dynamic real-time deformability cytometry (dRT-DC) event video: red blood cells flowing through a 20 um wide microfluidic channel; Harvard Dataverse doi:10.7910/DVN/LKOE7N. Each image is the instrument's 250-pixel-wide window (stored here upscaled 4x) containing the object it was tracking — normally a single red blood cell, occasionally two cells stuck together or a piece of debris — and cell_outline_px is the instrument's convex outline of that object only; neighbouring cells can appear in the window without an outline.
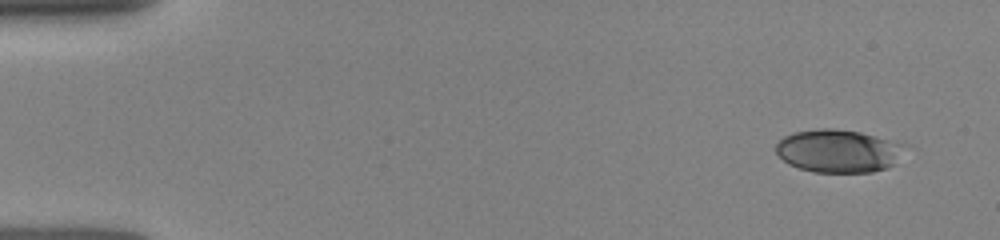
{"species": "human", "species_latin": "Homo sapiens", "temperature_condition": "room temperature", "stored_images_in_passage": 6, "camera_frame_rate_fps": 3000, "um_per_image_px": 0.085, "donor": {"sex": "female"}, "frame": {"image": 1, "passage_image": 1, "time_ms": 0.0, "image_size_px": [1000, 240], "cell_outline_px": [[912, 144], [888, 168], [872, 172], [812, 172], [788, 164], [776, 152], [776, 144], [784, 136], [792, 132], [820, 128], [832, 128], [860, 132]], "centroid_in_image_um": [71.32, 12.82], "position_along_channel_um": 13.7, "area_um2": 32.71}}
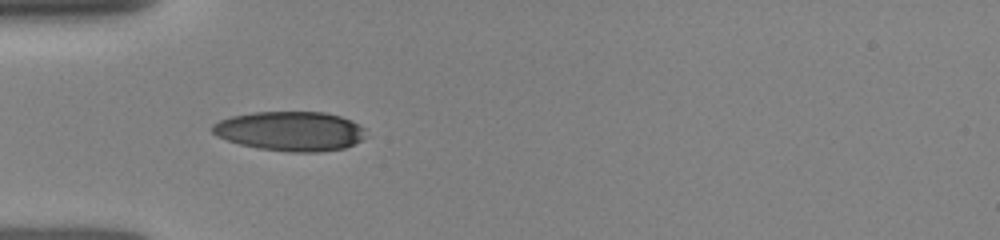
{"frame": {"image": 2, "passage_image": 5, "time_ms": 4.0, "image_size_px": [1000, 240], "cell_outline_px": [[368, 136], [344, 148], [320, 152], [288, 152], [260, 148], [240, 144], [216, 136], [212, 132], [212, 124], [220, 120], [232, 116], [252, 112], [324, 112], [340, 116], [352, 120], [364, 128]], "centroid_in_image_um": [24.69, 11.14], "position_along_channel_um": 60.3, "area_um2": 35.37}}
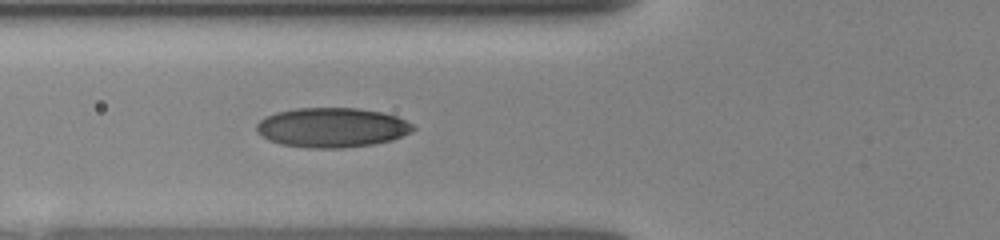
{"frame": {"image": 3, "passage_image": 6, "time_ms": 5.0, "image_size_px": [1000, 240], "cell_outline_px": [[416, 128], [412, 132], [392, 140], [372, 144], [340, 148], [308, 148], [280, 144], [268, 140], [256, 132], [256, 124], [264, 116], [276, 112], [296, 108], [360, 108], [380, 112], [396, 116], [412, 124]], "centroid_in_image_um": [28.18, 10.84], "position_along_channel_um": 97.6, "area_um2": 36.3}}